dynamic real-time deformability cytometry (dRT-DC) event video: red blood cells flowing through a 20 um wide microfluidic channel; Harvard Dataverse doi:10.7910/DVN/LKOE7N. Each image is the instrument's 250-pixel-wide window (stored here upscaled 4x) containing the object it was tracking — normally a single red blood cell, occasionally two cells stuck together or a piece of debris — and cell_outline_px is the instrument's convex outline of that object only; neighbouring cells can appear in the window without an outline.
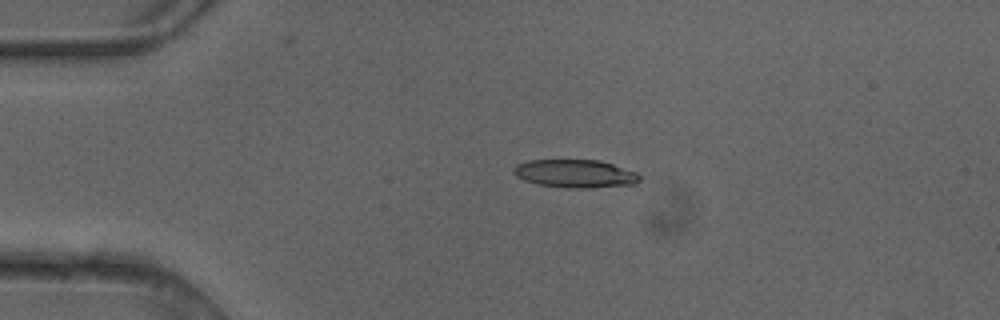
{"species": "common noctule bat (a hibernating species)", "species_latin": "Nyctalus noctula", "temperature_condition": "cold", "stored_images_in_passage": 3, "camera_frame_rate_fps": 3000, "um_per_image_px": 0.085, "animal": {"sex": "female"}, "frame": {"image": 1, "passage_image": 3, "time_ms": 0.667, "image_size_px": [1000, 320], "cell_outline_px": [[640, 180], [636, 184], [588, 188], [568, 188], [540, 184], [524, 180], [516, 176], [512, 172], [512, 168], [516, 164], [528, 160], [600, 160], [636, 172], [640, 176]], "centroid_in_image_um": [48.87, 14.75], "position_along_channel_um": 36.1, "area_um2": 20.63}}